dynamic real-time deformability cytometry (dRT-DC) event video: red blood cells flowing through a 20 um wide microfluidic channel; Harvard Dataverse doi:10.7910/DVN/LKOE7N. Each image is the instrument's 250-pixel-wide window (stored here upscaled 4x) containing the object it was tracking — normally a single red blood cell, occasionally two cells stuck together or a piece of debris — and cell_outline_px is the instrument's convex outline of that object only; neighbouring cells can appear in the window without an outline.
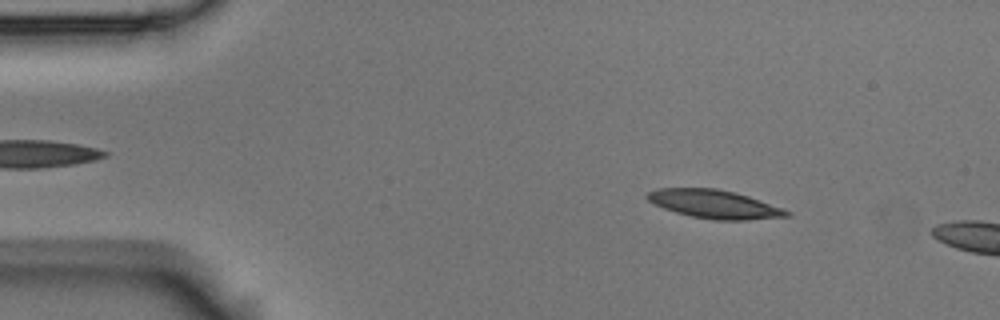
{"species": "Egyptian fruit bat (a non-hibernating species)", "species_latin": "Rousettus aegyptiacus", "temperature_condition": "room temperature", "stored_images_in_passage": 5, "camera_frame_rate_fps": 3000, "um_per_image_px": 0.085, "animal": {"sex": "male"}, "frame": {"image": 1, "passage_image": 2, "time_ms": 0.333, "image_size_px": [1000, 320], "cell_outline_px": [[792, 216], [748, 220], [716, 220], [692, 216], [676, 212], [652, 204], [644, 196], [648, 192], [656, 188], [716, 188], [736, 192], [784, 208], [792, 212]], "centroid_in_image_um": [60.74, 17.35], "position_along_channel_um": 24.3, "area_um2": 23.29}}